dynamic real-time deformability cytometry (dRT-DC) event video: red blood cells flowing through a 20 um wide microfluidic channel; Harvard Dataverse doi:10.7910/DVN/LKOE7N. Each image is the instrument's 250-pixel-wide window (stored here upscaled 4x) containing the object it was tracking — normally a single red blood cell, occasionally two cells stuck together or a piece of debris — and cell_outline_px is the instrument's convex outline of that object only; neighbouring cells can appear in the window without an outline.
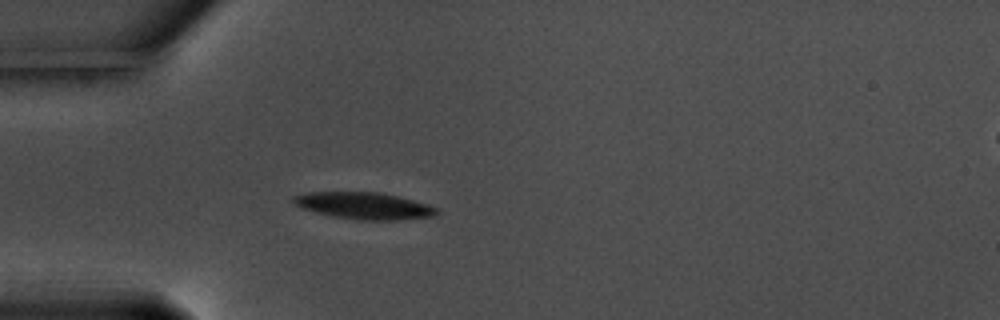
{"species": "common noctule bat (a hibernating species)", "species_latin": "Nyctalus noctula", "temperature_condition": "warm", "stored_images_in_passage": 41, "camera_frame_rate_fps": 3000, "um_per_image_px": 0.085, "animal": {"sex": "male", "body_mass_g": 17.5, "forearm_length_mm": 52.3}, "frame": {"image": 1, "passage_image": 1, "time_ms": 0.0, "image_size_px": [1000, 320], "cell_outline_px": [[440, 212], [432, 216], [396, 220], [360, 220], [336, 216], [316, 212], [304, 208], [296, 204], [292, 200], [292, 196], [308, 192], [380, 192], [428, 204], [436, 208]], "centroid_in_image_um": [30.95, 17.48], "position_along_channel_um": 54.0, "area_um2": 22.02}}
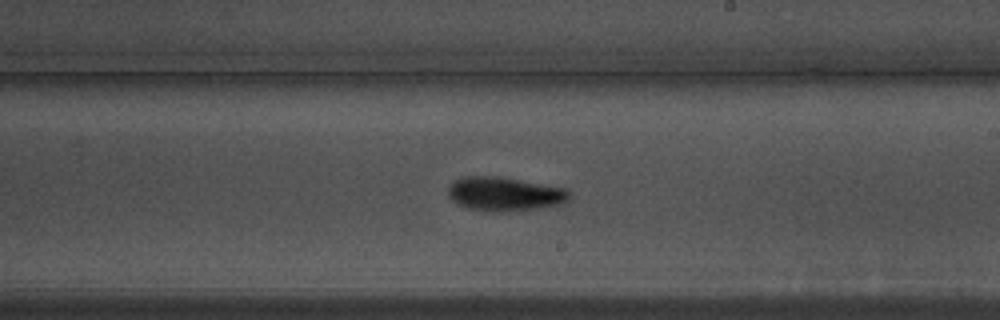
{"frame": {"image": 2, "passage_image": 18, "time_ms": 5.667, "image_size_px": [1000, 320], "cell_outline_px": [[572, 196], [568, 200], [560, 204], [536, 208], [468, 208], [452, 200], [448, 196], [448, 188], [456, 180], [464, 176], [496, 176], [520, 180], [564, 188]], "centroid_in_image_um": [42.89, 16.42], "position_along_channel_um": 246.1, "area_um2": 22.54}}
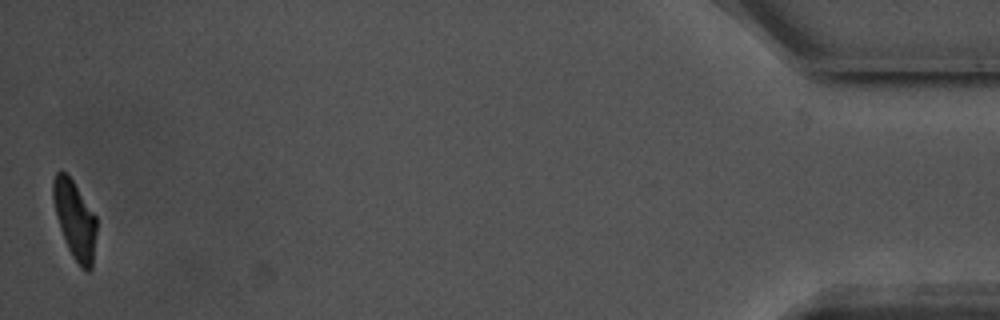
{"frame": {"image": 3, "passage_image": 41, "time_ms": 13.333, "image_size_px": [1000, 320], "cell_outline_px": [[96, 232], [92, 268], [88, 272], [84, 272], [80, 268], [72, 256], [64, 240], [56, 216], [52, 196], [52, 180], [56, 172], [60, 168], [72, 180], [96, 216]], "centroid_in_image_um": [6.35, 18.7], "position_along_channel_um": 428.9, "area_um2": 19.88}, "authors_computed_cell_mechanics": {"area_um2": 22.3108, "velocity_mm_per_s": 3.5609, "shape_relaxation_time_tau1_ms": 3.4769, "shape_relaxation_time_tau2_ms": 7.5028, "deformation_change_tau1": 0.1363, "deformation_change_tau2": 0.1599}}